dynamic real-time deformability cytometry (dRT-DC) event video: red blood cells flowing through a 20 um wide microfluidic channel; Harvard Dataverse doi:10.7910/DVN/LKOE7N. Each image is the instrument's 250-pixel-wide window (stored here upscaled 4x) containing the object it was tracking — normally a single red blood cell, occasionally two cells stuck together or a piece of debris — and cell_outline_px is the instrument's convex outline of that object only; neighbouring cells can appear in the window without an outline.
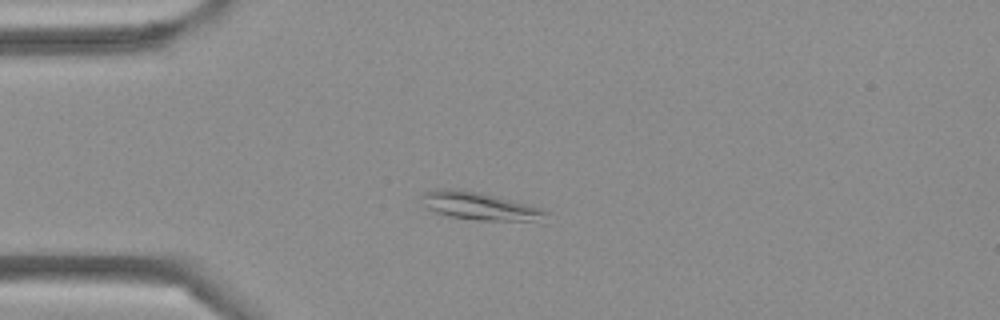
{"species": "Egyptian fruit bat (a non-hibernating species)", "species_latin": "Rousettus aegyptiacus", "temperature_condition": "cold", "stored_images_in_passage": 2, "camera_frame_rate_fps": 3000, "um_per_image_px": 0.085, "frame": {"image": 1, "passage_image": 2, "time_ms": 0.333, "image_size_px": [1000, 320], "cell_outline_px": [[548, 224], [544, 224], [472, 220], [448, 216], [432, 212], [424, 208], [420, 196], [424, 192], [436, 188], [460, 188], [480, 192], [544, 208], [548, 212]], "centroid_in_image_um": [40.9, 17.57], "position_along_channel_um": 44.1, "area_um2": 21.79}}